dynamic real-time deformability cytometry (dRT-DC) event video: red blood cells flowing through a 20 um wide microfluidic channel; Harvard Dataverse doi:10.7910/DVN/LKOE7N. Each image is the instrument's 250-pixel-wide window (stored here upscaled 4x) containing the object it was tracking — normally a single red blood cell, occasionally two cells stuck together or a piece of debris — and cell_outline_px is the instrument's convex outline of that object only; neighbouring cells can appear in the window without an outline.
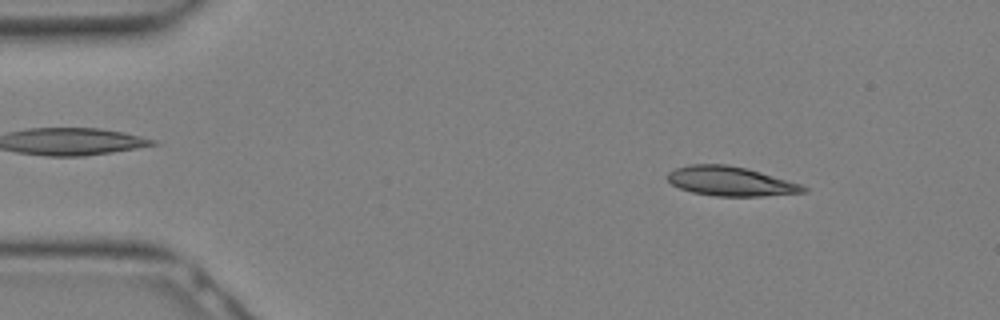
{"species": "Egyptian fruit bat (a non-hibernating species)", "species_latin": "Rousettus aegyptiacus", "temperature_condition": "warm", "stored_images_in_passage": 27, "camera_frame_rate_fps": 3000, "um_per_image_px": 0.085, "animal": {"sex": "female"}, "frame": {"image": 1, "passage_image": 2, "time_ms": 0.333, "image_size_px": [1000, 320], "cell_outline_px": [[808, 192], [764, 196], [712, 196], [692, 192], [680, 188], [672, 184], [664, 176], [668, 172], [676, 168], [688, 164], [728, 164], [760, 172], [800, 184], [808, 188]], "centroid_in_image_um": [62.06, 15.41], "position_along_channel_um": 22.9, "area_um2": 23.29}}
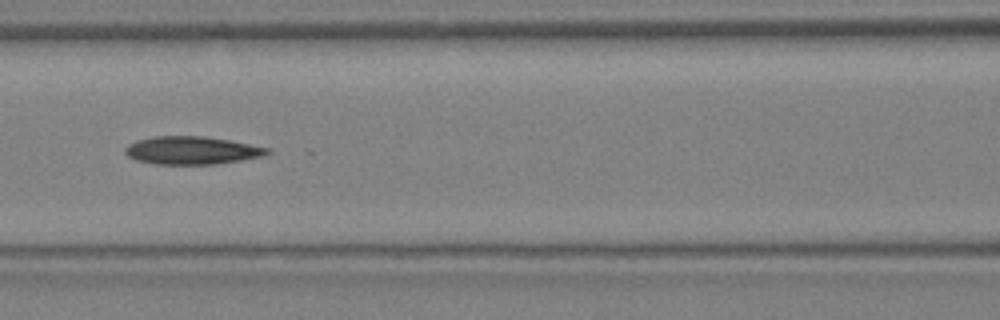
{"frame": {"image": 2, "passage_image": 11, "time_ms": 3.333, "image_size_px": [1000, 320], "cell_outline_px": [[272, 152], [264, 156], [216, 164], [156, 164], [136, 160], [128, 156], [124, 152], [124, 148], [128, 144], [136, 140], [156, 136], [204, 136], [228, 140], [272, 148]], "centroid_in_image_um": [16.32, 12.78], "position_along_channel_um": 150.3, "area_um2": 23.24}}
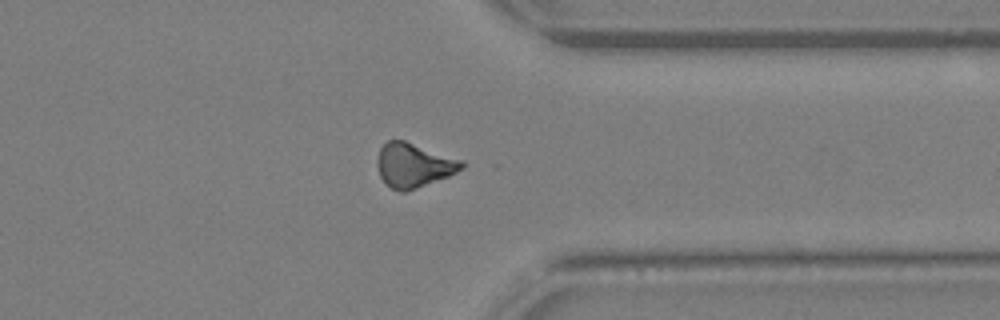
{"frame": {"image": 3, "passage_image": 21, "time_ms": 6.667, "image_size_px": [1000, 320], "cell_outline_px": [[464, 168], [448, 176], [416, 188], [404, 192], [400, 192], [392, 188], [380, 176], [376, 164], [376, 160], [380, 148], [388, 140], [404, 140], [464, 160]], "centroid_in_image_um": [35.17, 14.03], "position_along_channel_um": 376.2, "area_um2": 21.68}}